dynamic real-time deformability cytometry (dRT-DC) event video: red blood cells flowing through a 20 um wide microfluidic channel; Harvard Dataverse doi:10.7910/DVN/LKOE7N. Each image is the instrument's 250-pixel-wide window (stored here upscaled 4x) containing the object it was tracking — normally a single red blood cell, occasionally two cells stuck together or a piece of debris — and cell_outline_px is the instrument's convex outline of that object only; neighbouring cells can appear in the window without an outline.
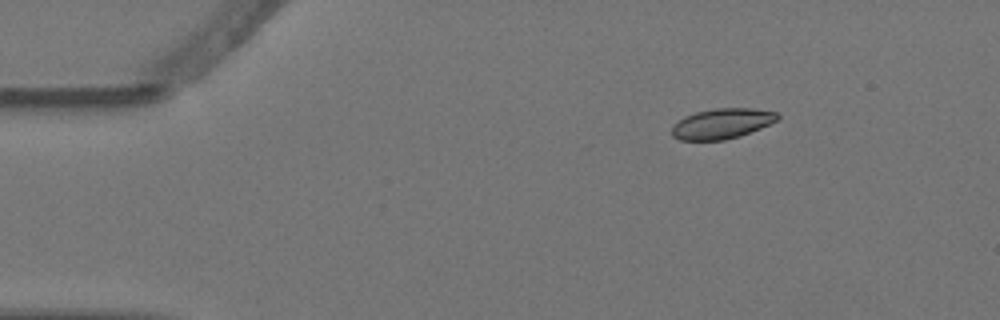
{"species": "Egyptian fruit bat (a non-hibernating species)", "species_latin": "Rousettus aegyptiacus", "temperature_condition": "warm", "stored_images_in_passage": 3, "camera_frame_rate_fps": 3000, "um_per_image_px": 0.085, "animal": {"sex": "female"}, "frame": {"image": 1, "passage_image": 1, "time_ms": 0.0, "image_size_px": [1000, 320], "cell_outline_px": [[780, 120], [740, 136], [724, 140], [680, 140], [672, 136], [672, 124], [684, 116], [696, 112], [716, 108], [752, 108], [776, 112], [780, 116]], "centroid_in_image_um": [61.36, 10.5], "position_along_channel_um": 23.6, "area_um2": 18.79}}
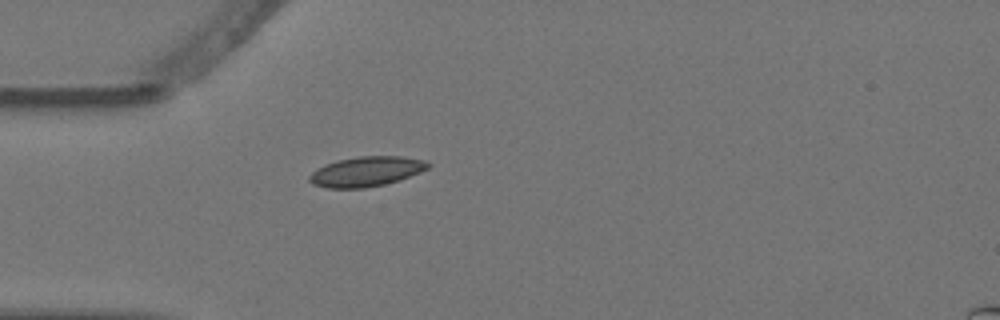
{"frame": {"image": 2, "passage_image": 3, "time_ms": 0.667, "image_size_px": [1000, 320], "cell_outline_px": [[432, 164], [428, 168], [420, 172], [400, 180], [384, 184], [364, 188], [328, 188], [312, 184], [308, 180], [308, 176], [316, 168], [324, 164], [336, 160], [356, 156], [404, 156], [424, 160]], "centroid_in_image_um": [31.11, 14.57], "position_along_channel_um": 53.9, "area_um2": 20.92}}